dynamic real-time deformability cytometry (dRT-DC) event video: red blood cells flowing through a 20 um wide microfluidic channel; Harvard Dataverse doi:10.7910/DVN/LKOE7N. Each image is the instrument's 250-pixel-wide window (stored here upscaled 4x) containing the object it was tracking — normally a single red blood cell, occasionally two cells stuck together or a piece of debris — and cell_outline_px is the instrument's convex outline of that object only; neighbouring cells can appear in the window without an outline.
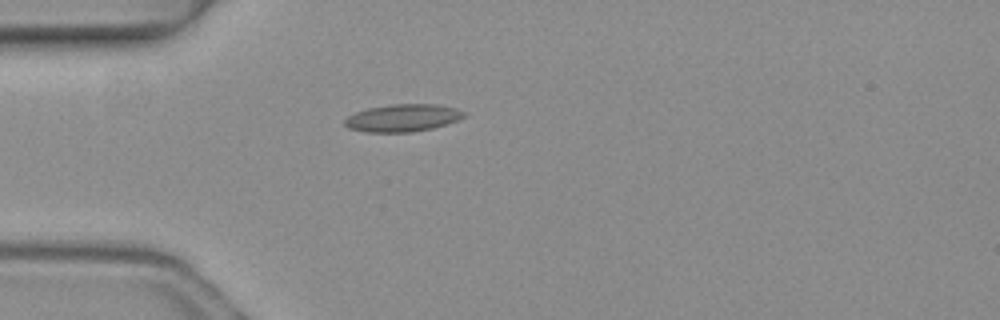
{"species": "common noctule bat (a hibernating species)", "species_latin": "Nyctalus noctula", "temperature_condition": "warm", "stored_images_in_passage": 4, "camera_frame_rate_fps": 3000, "um_per_image_px": 0.085, "animal": {"sex": "female", "body_mass_g": 19.3, "forearm_length_mm": 54.1}, "frame": {"image": 1, "passage_image": 4, "time_ms": 1.0, "image_size_px": [1000, 320], "cell_outline_px": [[468, 116], [460, 120], [432, 128], [412, 132], [364, 132], [348, 128], [344, 124], [344, 120], [348, 116], [356, 112], [368, 108], [392, 104], [436, 104], [456, 108], [464, 112]], "centroid_in_image_um": [34.25, 10.02], "position_along_channel_um": 50.7, "area_um2": 19.19}}